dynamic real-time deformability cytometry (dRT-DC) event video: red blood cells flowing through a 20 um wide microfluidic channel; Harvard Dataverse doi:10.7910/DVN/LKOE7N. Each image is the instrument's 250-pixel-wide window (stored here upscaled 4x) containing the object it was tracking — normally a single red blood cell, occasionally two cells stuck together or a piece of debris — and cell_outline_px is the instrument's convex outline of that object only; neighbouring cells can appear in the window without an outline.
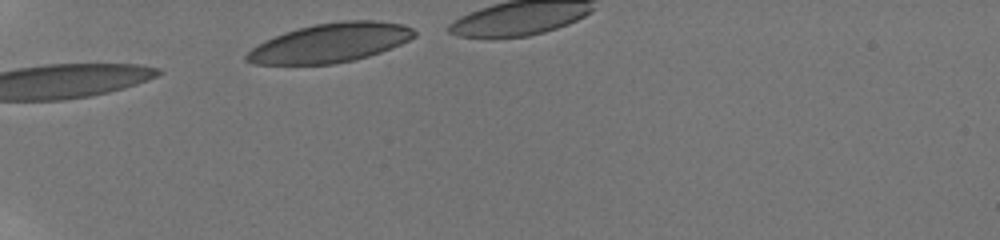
{"species": "human", "species_latin": "Homo sapiens", "temperature_condition": "room temperature", "stored_images_in_passage": 11, "camera_frame_rate_fps": 3000, "um_per_image_px": 0.085, "donor": {"sex": "male"}, "frame": {"image": 1, "passage_image": 1, "time_ms": 0.0, "image_size_px": [1000, 240], "cell_outline_px": [[416, 36], [400, 44], [380, 52], [368, 56], [352, 60], [332, 64], [256, 64], [244, 60], [244, 56], [252, 48], [264, 40], [284, 32], [296, 28], [316, 24], [344, 20], [376, 20], [404, 24], [412, 28], [416, 32]], "centroid_in_image_um": [28.06, 3.63], "position_along_channel_um": 56.9, "area_um2": 38.15}}